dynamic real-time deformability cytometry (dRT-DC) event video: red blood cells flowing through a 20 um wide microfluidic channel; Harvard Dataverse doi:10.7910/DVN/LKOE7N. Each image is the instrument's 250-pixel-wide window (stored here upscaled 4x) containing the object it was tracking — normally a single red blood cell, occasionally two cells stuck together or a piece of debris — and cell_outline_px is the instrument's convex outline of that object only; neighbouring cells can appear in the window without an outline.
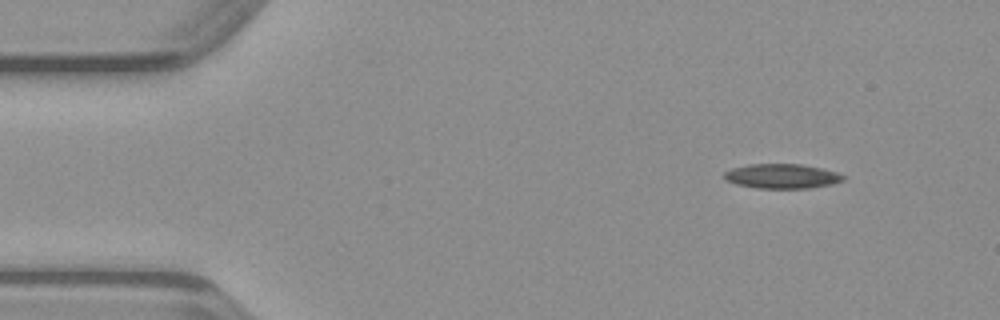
{"species": "common noctule bat (a hibernating species)", "species_latin": "Nyctalus noctula", "temperature_condition": "warm", "stored_images_in_passage": 43, "camera_frame_rate_fps": 3000, "um_per_image_px": 0.085, "animal": {"sex": "male", "body_mass_g": 23.1, "forearm_length_mm": 52.7}, "frame": {"image": 1, "passage_image": 1, "time_ms": 0.0, "image_size_px": [1000, 320], "cell_outline_px": [[844, 180], [832, 184], [808, 188], [756, 188], [736, 184], [728, 180], [724, 176], [724, 172], [732, 168], [748, 164], [800, 164], [820, 168], [836, 172], [844, 176]], "centroid_in_image_um": [66.45, 14.97], "position_along_channel_um": 18.5, "area_um2": 16.88}}
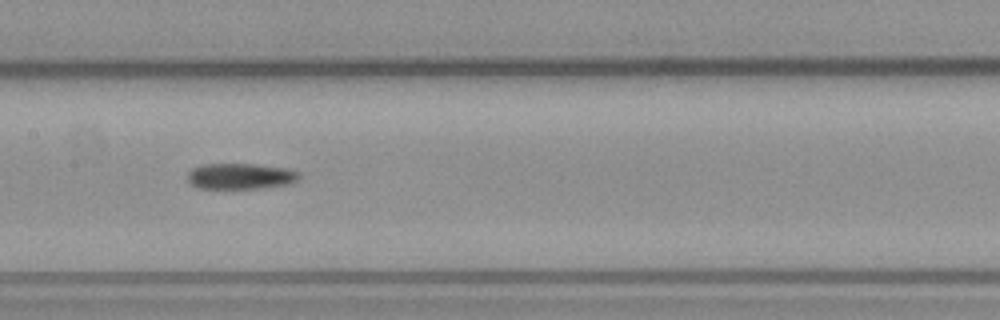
{"frame": {"image": 2, "passage_image": 19, "time_ms": 6.0, "image_size_px": [1000, 320], "cell_outline_px": [[300, 176], [292, 184], [260, 188], [200, 188], [192, 184], [188, 180], [188, 172], [192, 168], [204, 164], [256, 164], [288, 168], [300, 172]], "centroid_in_image_um": [20.49, 14.97], "position_along_channel_um": 186.9, "area_um2": 16.88}}
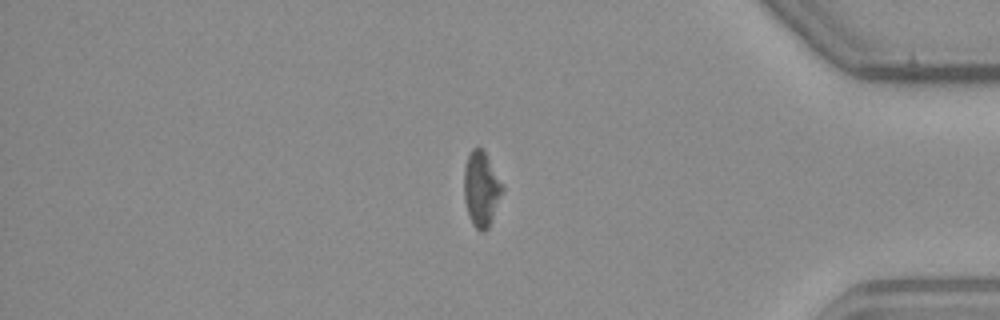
{"frame": {"image": 3, "passage_image": 36, "time_ms": 11.667, "image_size_px": [1000, 320], "cell_outline_px": [[504, 188], [488, 228], [484, 232], [480, 232], [472, 224], [468, 216], [464, 196], [464, 168], [468, 156], [472, 148], [480, 148], [484, 152]], "centroid_in_image_um": [40.88, 16.1], "position_along_channel_um": 394.3, "area_um2": 16.36}}